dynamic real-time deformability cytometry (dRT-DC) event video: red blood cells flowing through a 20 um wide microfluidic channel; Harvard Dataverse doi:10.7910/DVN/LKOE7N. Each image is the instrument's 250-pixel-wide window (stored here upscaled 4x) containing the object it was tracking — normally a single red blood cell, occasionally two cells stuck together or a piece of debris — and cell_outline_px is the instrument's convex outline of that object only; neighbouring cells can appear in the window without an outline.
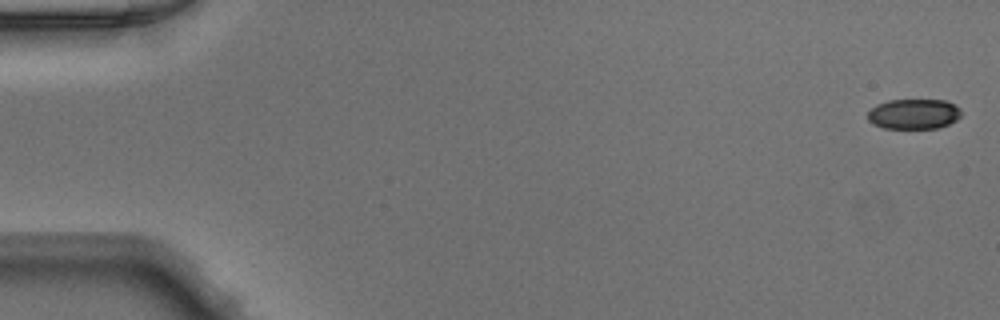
{"species": "Egyptian fruit bat (a non-hibernating species)", "species_latin": "Rousettus aegyptiacus", "temperature_condition": "warm", "stored_images_in_passage": 49, "camera_frame_rate_fps": 3000, "um_per_image_px": 0.085, "animal": {"sex": "male"}, "frame": {"image": 1, "passage_image": 1, "time_ms": 0.0, "image_size_px": [1000, 320], "cell_outline_px": [[960, 116], [956, 120], [940, 128], [884, 128], [872, 124], [868, 120], [868, 112], [876, 104], [888, 100], [944, 100], [956, 104], [960, 108]], "centroid_in_image_um": [77.67, 9.68], "position_along_channel_um": 7.3, "area_um2": 16.53}}
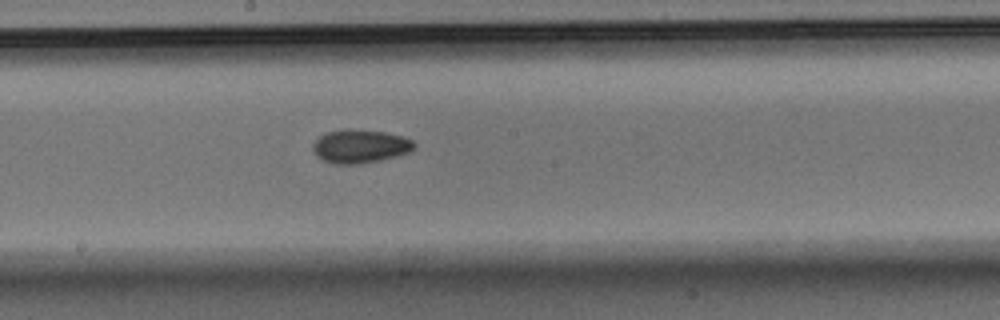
{"frame": {"image": 2, "passage_image": 27, "time_ms": 8.667, "image_size_px": [1000, 320], "cell_outline_px": [[416, 148], [408, 152], [396, 156], [380, 160], [360, 164], [336, 164], [324, 160], [316, 156], [312, 152], [312, 144], [320, 136], [328, 132], [384, 132], [404, 136], [412, 140], [416, 144]], "centroid_in_image_um": [30.64, 12.49], "position_along_channel_um": 217.6, "area_um2": 19.07}}
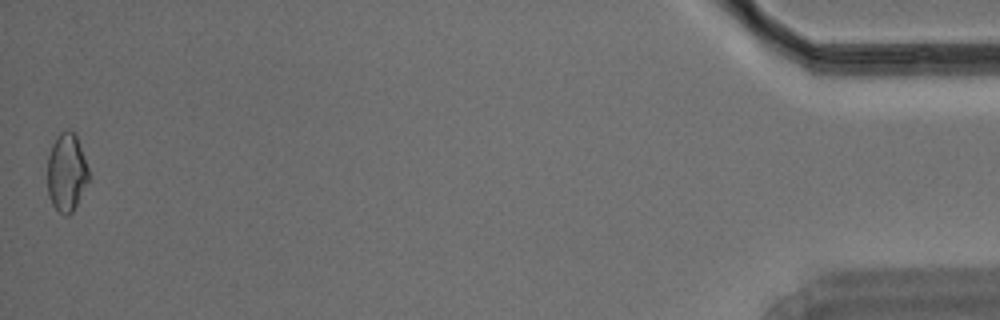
{"frame": {"image": 3, "passage_image": 49, "time_ms": 16.0, "image_size_px": [1000, 320], "cell_outline_px": [[88, 180], [72, 212], [68, 216], [64, 216], [52, 204], [48, 196], [48, 156], [52, 144], [56, 136], [60, 132], [68, 128], [76, 136], [88, 168]], "centroid_in_image_um": [5.63, 14.64], "position_along_channel_um": 429.6, "area_um2": 18.5}}